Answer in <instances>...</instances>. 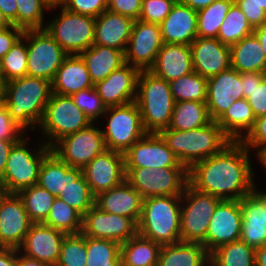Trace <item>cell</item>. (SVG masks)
Here are the masks:
<instances>
[{"mask_svg": "<svg viewBox=\"0 0 266 266\" xmlns=\"http://www.w3.org/2000/svg\"><path fill=\"white\" fill-rule=\"evenodd\" d=\"M250 151L231 141L219 153L188 170V184L195 190L223 200H241L256 189Z\"/></svg>", "mask_w": 266, "mask_h": 266, "instance_id": "6da1fadb", "label": "cell"}, {"mask_svg": "<svg viewBox=\"0 0 266 266\" xmlns=\"http://www.w3.org/2000/svg\"><path fill=\"white\" fill-rule=\"evenodd\" d=\"M51 94V82L24 76L4 83L3 104L24 131L28 127L34 131L42 121Z\"/></svg>", "mask_w": 266, "mask_h": 266, "instance_id": "7a4b0ae2", "label": "cell"}, {"mask_svg": "<svg viewBox=\"0 0 266 266\" xmlns=\"http://www.w3.org/2000/svg\"><path fill=\"white\" fill-rule=\"evenodd\" d=\"M159 134L187 170L197 162L219 153L232 141L213 120L189 131L166 128Z\"/></svg>", "mask_w": 266, "mask_h": 266, "instance_id": "3957f363", "label": "cell"}, {"mask_svg": "<svg viewBox=\"0 0 266 266\" xmlns=\"http://www.w3.org/2000/svg\"><path fill=\"white\" fill-rule=\"evenodd\" d=\"M181 195L143 199L138 233L163 246L181 241Z\"/></svg>", "mask_w": 266, "mask_h": 266, "instance_id": "277c9868", "label": "cell"}, {"mask_svg": "<svg viewBox=\"0 0 266 266\" xmlns=\"http://www.w3.org/2000/svg\"><path fill=\"white\" fill-rule=\"evenodd\" d=\"M135 102L147 133H159L169 127L175 103L169 82L149 70L140 71Z\"/></svg>", "mask_w": 266, "mask_h": 266, "instance_id": "5b68a950", "label": "cell"}, {"mask_svg": "<svg viewBox=\"0 0 266 266\" xmlns=\"http://www.w3.org/2000/svg\"><path fill=\"white\" fill-rule=\"evenodd\" d=\"M38 150L28 149V139L24 136L10 150L0 188L5 193L18 194L38 182L39 170L44 158L52 151L45 143L39 142ZM32 151V152H31Z\"/></svg>", "mask_w": 266, "mask_h": 266, "instance_id": "8992f818", "label": "cell"}, {"mask_svg": "<svg viewBox=\"0 0 266 266\" xmlns=\"http://www.w3.org/2000/svg\"><path fill=\"white\" fill-rule=\"evenodd\" d=\"M91 123L71 96L52 93L38 127L46 135L47 141L44 143L52 148L60 139L88 127Z\"/></svg>", "mask_w": 266, "mask_h": 266, "instance_id": "52a82bcc", "label": "cell"}, {"mask_svg": "<svg viewBox=\"0 0 266 266\" xmlns=\"http://www.w3.org/2000/svg\"><path fill=\"white\" fill-rule=\"evenodd\" d=\"M221 200L219 197L199 192L189 184L185 186L181 195V242H203L211 217Z\"/></svg>", "mask_w": 266, "mask_h": 266, "instance_id": "ba28073f", "label": "cell"}, {"mask_svg": "<svg viewBox=\"0 0 266 266\" xmlns=\"http://www.w3.org/2000/svg\"><path fill=\"white\" fill-rule=\"evenodd\" d=\"M106 115L108 122L106 129H102V134L107 150L124 154L147 133L135 101L122 106L107 107L104 116Z\"/></svg>", "mask_w": 266, "mask_h": 266, "instance_id": "9c48e42d", "label": "cell"}, {"mask_svg": "<svg viewBox=\"0 0 266 266\" xmlns=\"http://www.w3.org/2000/svg\"><path fill=\"white\" fill-rule=\"evenodd\" d=\"M45 29L68 54H80L94 44L95 18L63 8Z\"/></svg>", "mask_w": 266, "mask_h": 266, "instance_id": "30bf717a", "label": "cell"}, {"mask_svg": "<svg viewBox=\"0 0 266 266\" xmlns=\"http://www.w3.org/2000/svg\"><path fill=\"white\" fill-rule=\"evenodd\" d=\"M126 181L143 197L182 195L188 184L186 168H125Z\"/></svg>", "mask_w": 266, "mask_h": 266, "instance_id": "8fae6325", "label": "cell"}, {"mask_svg": "<svg viewBox=\"0 0 266 266\" xmlns=\"http://www.w3.org/2000/svg\"><path fill=\"white\" fill-rule=\"evenodd\" d=\"M67 56L45 28L27 30V76L52 83Z\"/></svg>", "mask_w": 266, "mask_h": 266, "instance_id": "7c38bea8", "label": "cell"}, {"mask_svg": "<svg viewBox=\"0 0 266 266\" xmlns=\"http://www.w3.org/2000/svg\"><path fill=\"white\" fill-rule=\"evenodd\" d=\"M70 134L60 139L53 147L52 152L70 167L83 169L97 155L106 149L101 128L93 126Z\"/></svg>", "mask_w": 266, "mask_h": 266, "instance_id": "4fadbf2b", "label": "cell"}, {"mask_svg": "<svg viewBox=\"0 0 266 266\" xmlns=\"http://www.w3.org/2000/svg\"><path fill=\"white\" fill-rule=\"evenodd\" d=\"M125 168H185L159 133H146L125 153Z\"/></svg>", "mask_w": 266, "mask_h": 266, "instance_id": "5bb4252c", "label": "cell"}, {"mask_svg": "<svg viewBox=\"0 0 266 266\" xmlns=\"http://www.w3.org/2000/svg\"><path fill=\"white\" fill-rule=\"evenodd\" d=\"M81 233L122 244L138 233V224L132 218L107 213L94 205L83 215Z\"/></svg>", "mask_w": 266, "mask_h": 266, "instance_id": "9a60e30c", "label": "cell"}, {"mask_svg": "<svg viewBox=\"0 0 266 266\" xmlns=\"http://www.w3.org/2000/svg\"><path fill=\"white\" fill-rule=\"evenodd\" d=\"M242 210L240 200H221L201 243L210 254L219 246L238 241L241 234Z\"/></svg>", "mask_w": 266, "mask_h": 266, "instance_id": "2e32d148", "label": "cell"}, {"mask_svg": "<svg viewBox=\"0 0 266 266\" xmlns=\"http://www.w3.org/2000/svg\"><path fill=\"white\" fill-rule=\"evenodd\" d=\"M163 46L159 24L135 20L132 34L125 50V63L140 71L149 70Z\"/></svg>", "mask_w": 266, "mask_h": 266, "instance_id": "e0dca14e", "label": "cell"}, {"mask_svg": "<svg viewBox=\"0 0 266 266\" xmlns=\"http://www.w3.org/2000/svg\"><path fill=\"white\" fill-rule=\"evenodd\" d=\"M33 222L16 193H0V247L19 248Z\"/></svg>", "mask_w": 266, "mask_h": 266, "instance_id": "ac0fdd59", "label": "cell"}, {"mask_svg": "<svg viewBox=\"0 0 266 266\" xmlns=\"http://www.w3.org/2000/svg\"><path fill=\"white\" fill-rule=\"evenodd\" d=\"M82 173L94 196L119 186L126 180L125 157L123 153L105 150L97 155L83 169Z\"/></svg>", "mask_w": 266, "mask_h": 266, "instance_id": "d6986e66", "label": "cell"}, {"mask_svg": "<svg viewBox=\"0 0 266 266\" xmlns=\"http://www.w3.org/2000/svg\"><path fill=\"white\" fill-rule=\"evenodd\" d=\"M244 98L241 73L230 67L207 79L208 113L217 121L235 100Z\"/></svg>", "mask_w": 266, "mask_h": 266, "instance_id": "ffe728a7", "label": "cell"}, {"mask_svg": "<svg viewBox=\"0 0 266 266\" xmlns=\"http://www.w3.org/2000/svg\"><path fill=\"white\" fill-rule=\"evenodd\" d=\"M139 73L138 68L125 63L94 87L107 107L126 105L136 100Z\"/></svg>", "mask_w": 266, "mask_h": 266, "instance_id": "44dd1931", "label": "cell"}, {"mask_svg": "<svg viewBox=\"0 0 266 266\" xmlns=\"http://www.w3.org/2000/svg\"><path fill=\"white\" fill-rule=\"evenodd\" d=\"M65 233L43 223H33L19 251L33 259L55 266Z\"/></svg>", "mask_w": 266, "mask_h": 266, "instance_id": "7402d4cb", "label": "cell"}, {"mask_svg": "<svg viewBox=\"0 0 266 266\" xmlns=\"http://www.w3.org/2000/svg\"><path fill=\"white\" fill-rule=\"evenodd\" d=\"M190 48L193 71L206 79L231 67L230 46L217 38L197 37Z\"/></svg>", "mask_w": 266, "mask_h": 266, "instance_id": "603a6c76", "label": "cell"}, {"mask_svg": "<svg viewBox=\"0 0 266 266\" xmlns=\"http://www.w3.org/2000/svg\"><path fill=\"white\" fill-rule=\"evenodd\" d=\"M242 224L240 241L254 249L266 243V200L255 189L240 200Z\"/></svg>", "mask_w": 266, "mask_h": 266, "instance_id": "cb8c5ba5", "label": "cell"}, {"mask_svg": "<svg viewBox=\"0 0 266 266\" xmlns=\"http://www.w3.org/2000/svg\"><path fill=\"white\" fill-rule=\"evenodd\" d=\"M143 197L126 180L95 196V205L102 211L132 218L137 224L142 214Z\"/></svg>", "mask_w": 266, "mask_h": 266, "instance_id": "d4e9b609", "label": "cell"}, {"mask_svg": "<svg viewBox=\"0 0 266 266\" xmlns=\"http://www.w3.org/2000/svg\"><path fill=\"white\" fill-rule=\"evenodd\" d=\"M159 25L163 43L190 45L197 38V11L177 1Z\"/></svg>", "mask_w": 266, "mask_h": 266, "instance_id": "484cf974", "label": "cell"}, {"mask_svg": "<svg viewBox=\"0 0 266 266\" xmlns=\"http://www.w3.org/2000/svg\"><path fill=\"white\" fill-rule=\"evenodd\" d=\"M149 71L167 82L193 72L190 45L163 43Z\"/></svg>", "mask_w": 266, "mask_h": 266, "instance_id": "4316f807", "label": "cell"}, {"mask_svg": "<svg viewBox=\"0 0 266 266\" xmlns=\"http://www.w3.org/2000/svg\"><path fill=\"white\" fill-rule=\"evenodd\" d=\"M134 23L135 20L127 16L104 11L95 18L94 44L114 47L125 53Z\"/></svg>", "mask_w": 266, "mask_h": 266, "instance_id": "83f0119b", "label": "cell"}, {"mask_svg": "<svg viewBox=\"0 0 266 266\" xmlns=\"http://www.w3.org/2000/svg\"><path fill=\"white\" fill-rule=\"evenodd\" d=\"M51 85L52 93L63 96H71L94 86L85 62L79 54H71L64 59Z\"/></svg>", "mask_w": 266, "mask_h": 266, "instance_id": "f1b7e54d", "label": "cell"}, {"mask_svg": "<svg viewBox=\"0 0 266 266\" xmlns=\"http://www.w3.org/2000/svg\"><path fill=\"white\" fill-rule=\"evenodd\" d=\"M79 55L85 62L93 84L104 80L125 64L124 52L114 47L93 44Z\"/></svg>", "mask_w": 266, "mask_h": 266, "instance_id": "f546056e", "label": "cell"}, {"mask_svg": "<svg viewBox=\"0 0 266 266\" xmlns=\"http://www.w3.org/2000/svg\"><path fill=\"white\" fill-rule=\"evenodd\" d=\"M231 67L239 73H266V54L254 33L230 46Z\"/></svg>", "mask_w": 266, "mask_h": 266, "instance_id": "4dcf8cb0", "label": "cell"}, {"mask_svg": "<svg viewBox=\"0 0 266 266\" xmlns=\"http://www.w3.org/2000/svg\"><path fill=\"white\" fill-rule=\"evenodd\" d=\"M210 254L201 243L179 242L163 245L158 266H209Z\"/></svg>", "mask_w": 266, "mask_h": 266, "instance_id": "1f68e13d", "label": "cell"}, {"mask_svg": "<svg viewBox=\"0 0 266 266\" xmlns=\"http://www.w3.org/2000/svg\"><path fill=\"white\" fill-rule=\"evenodd\" d=\"M255 119L247 99L242 98L235 100L216 122L232 141H240L252 128Z\"/></svg>", "mask_w": 266, "mask_h": 266, "instance_id": "d6a6232c", "label": "cell"}, {"mask_svg": "<svg viewBox=\"0 0 266 266\" xmlns=\"http://www.w3.org/2000/svg\"><path fill=\"white\" fill-rule=\"evenodd\" d=\"M161 245L137 233L121 244L122 266H158Z\"/></svg>", "mask_w": 266, "mask_h": 266, "instance_id": "836d02e7", "label": "cell"}, {"mask_svg": "<svg viewBox=\"0 0 266 266\" xmlns=\"http://www.w3.org/2000/svg\"><path fill=\"white\" fill-rule=\"evenodd\" d=\"M211 121L206 102L181 101L174 103L168 128L189 131L205 126Z\"/></svg>", "mask_w": 266, "mask_h": 266, "instance_id": "e575fe53", "label": "cell"}, {"mask_svg": "<svg viewBox=\"0 0 266 266\" xmlns=\"http://www.w3.org/2000/svg\"><path fill=\"white\" fill-rule=\"evenodd\" d=\"M58 197L82 216L95 205V196L90 190L82 169L77 167H71L68 170V185Z\"/></svg>", "mask_w": 266, "mask_h": 266, "instance_id": "d590c367", "label": "cell"}, {"mask_svg": "<svg viewBox=\"0 0 266 266\" xmlns=\"http://www.w3.org/2000/svg\"><path fill=\"white\" fill-rule=\"evenodd\" d=\"M71 167L52 151L42 161L37 184L58 197L68 185V170Z\"/></svg>", "mask_w": 266, "mask_h": 266, "instance_id": "8d00e7d4", "label": "cell"}, {"mask_svg": "<svg viewBox=\"0 0 266 266\" xmlns=\"http://www.w3.org/2000/svg\"><path fill=\"white\" fill-rule=\"evenodd\" d=\"M209 266H255V249L240 240L210 253Z\"/></svg>", "mask_w": 266, "mask_h": 266, "instance_id": "74e56055", "label": "cell"}, {"mask_svg": "<svg viewBox=\"0 0 266 266\" xmlns=\"http://www.w3.org/2000/svg\"><path fill=\"white\" fill-rule=\"evenodd\" d=\"M86 266H122L121 244L86 236Z\"/></svg>", "mask_w": 266, "mask_h": 266, "instance_id": "f35d334b", "label": "cell"}, {"mask_svg": "<svg viewBox=\"0 0 266 266\" xmlns=\"http://www.w3.org/2000/svg\"><path fill=\"white\" fill-rule=\"evenodd\" d=\"M24 76H27V30L0 60V77L4 83Z\"/></svg>", "mask_w": 266, "mask_h": 266, "instance_id": "ab89813d", "label": "cell"}, {"mask_svg": "<svg viewBox=\"0 0 266 266\" xmlns=\"http://www.w3.org/2000/svg\"><path fill=\"white\" fill-rule=\"evenodd\" d=\"M234 0H217L197 11V37L217 38L220 26Z\"/></svg>", "mask_w": 266, "mask_h": 266, "instance_id": "60d3db41", "label": "cell"}, {"mask_svg": "<svg viewBox=\"0 0 266 266\" xmlns=\"http://www.w3.org/2000/svg\"><path fill=\"white\" fill-rule=\"evenodd\" d=\"M18 195L22 199L27 215L33 223H43L47 219L56 198L38 184L21 190Z\"/></svg>", "mask_w": 266, "mask_h": 266, "instance_id": "b9f144b4", "label": "cell"}, {"mask_svg": "<svg viewBox=\"0 0 266 266\" xmlns=\"http://www.w3.org/2000/svg\"><path fill=\"white\" fill-rule=\"evenodd\" d=\"M83 216L61 198L56 197L49 215L43 224L68 234H79L82 231Z\"/></svg>", "mask_w": 266, "mask_h": 266, "instance_id": "7bdbcfd3", "label": "cell"}, {"mask_svg": "<svg viewBox=\"0 0 266 266\" xmlns=\"http://www.w3.org/2000/svg\"><path fill=\"white\" fill-rule=\"evenodd\" d=\"M254 29L242 10L234 2L222 22L217 39L228 46L252 34Z\"/></svg>", "mask_w": 266, "mask_h": 266, "instance_id": "ee69618b", "label": "cell"}, {"mask_svg": "<svg viewBox=\"0 0 266 266\" xmlns=\"http://www.w3.org/2000/svg\"><path fill=\"white\" fill-rule=\"evenodd\" d=\"M169 83L175 102H206L207 79L202 77L200 74L193 71Z\"/></svg>", "mask_w": 266, "mask_h": 266, "instance_id": "f6af8a7d", "label": "cell"}, {"mask_svg": "<svg viewBox=\"0 0 266 266\" xmlns=\"http://www.w3.org/2000/svg\"><path fill=\"white\" fill-rule=\"evenodd\" d=\"M17 27L24 30L43 29L44 11L55 10L45 0H16ZM45 9V10H44Z\"/></svg>", "mask_w": 266, "mask_h": 266, "instance_id": "bcb514c9", "label": "cell"}, {"mask_svg": "<svg viewBox=\"0 0 266 266\" xmlns=\"http://www.w3.org/2000/svg\"><path fill=\"white\" fill-rule=\"evenodd\" d=\"M86 236L68 234L63 238L59 259L55 266H86Z\"/></svg>", "mask_w": 266, "mask_h": 266, "instance_id": "7dc6e473", "label": "cell"}, {"mask_svg": "<svg viewBox=\"0 0 266 266\" xmlns=\"http://www.w3.org/2000/svg\"><path fill=\"white\" fill-rule=\"evenodd\" d=\"M71 98L92 123L102 116L104 117L107 106L103 103L94 86L72 94Z\"/></svg>", "mask_w": 266, "mask_h": 266, "instance_id": "c3c4849f", "label": "cell"}, {"mask_svg": "<svg viewBox=\"0 0 266 266\" xmlns=\"http://www.w3.org/2000/svg\"><path fill=\"white\" fill-rule=\"evenodd\" d=\"M178 0H142L139 20L160 24Z\"/></svg>", "mask_w": 266, "mask_h": 266, "instance_id": "681fc988", "label": "cell"}, {"mask_svg": "<svg viewBox=\"0 0 266 266\" xmlns=\"http://www.w3.org/2000/svg\"><path fill=\"white\" fill-rule=\"evenodd\" d=\"M240 142L249 151H257V157L266 149V115L255 119L252 128Z\"/></svg>", "mask_w": 266, "mask_h": 266, "instance_id": "f907efd6", "label": "cell"}, {"mask_svg": "<svg viewBox=\"0 0 266 266\" xmlns=\"http://www.w3.org/2000/svg\"><path fill=\"white\" fill-rule=\"evenodd\" d=\"M61 6L70 12L97 18L107 10V0H64Z\"/></svg>", "mask_w": 266, "mask_h": 266, "instance_id": "816d5d0a", "label": "cell"}, {"mask_svg": "<svg viewBox=\"0 0 266 266\" xmlns=\"http://www.w3.org/2000/svg\"><path fill=\"white\" fill-rule=\"evenodd\" d=\"M24 131L10 116L4 104L0 105V140L19 141Z\"/></svg>", "mask_w": 266, "mask_h": 266, "instance_id": "f5cc1de1", "label": "cell"}, {"mask_svg": "<svg viewBox=\"0 0 266 266\" xmlns=\"http://www.w3.org/2000/svg\"><path fill=\"white\" fill-rule=\"evenodd\" d=\"M107 10L138 20L142 10V0H107Z\"/></svg>", "mask_w": 266, "mask_h": 266, "instance_id": "db71d44e", "label": "cell"}, {"mask_svg": "<svg viewBox=\"0 0 266 266\" xmlns=\"http://www.w3.org/2000/svg\"><path fill=\"white\" fill-rule=\"evenodd\" d=\"M247 101L256 118L266 115V78L254 88Z\"/></svg>", "mask_w": 266, "mask_h": 266, "instance_id": "11a10c76", "label": "cell"}, {"mask_svg": "<svg viewBox=\"0 0 266 266\" xmlns=\"http://www.w3.org/2000/svg\"><path fill=\"white\" fill-rule=\"evenodd\" d=\"M23 30L14 25L0 30V60L22 36Z\"/></svg>", "mask_w": 266, "mask_h": 266, "instance_id": "9f6ffc18", "label": "cell"}, {"mask_svg": "<svg viewBox=\"0 0 266 266\" xmlns=\"http://www.w3.org/2000/svg\"><path fill=\"white\" fill-rule=\"evenodd\" d=\"M253 29L266 23V12L258 5L236 3Z\"/></svg>", "mask_w": 266, "mask_h": 266, "instance_id": "6f0895ef", "label": "cell"}, {"mask_svg": "<svg viewBox=\"0 0 266 266\" xmlns=\"http://www.w3.org/2000/svg\"><path fill=\"white\" fill-rule=\"evenodd\" d=\"M265 78L266 73H241L242 91L244 98L247 99L250 96V93L254 90V88L256 86H259Z\"/></svg>", "mask_w": 266, "mask_h": 266, "instance_id": "680465c9", "label": "cell"}, {"mask_svg": "<svg viewBox=\"0 0 266 266\" xmlns=\"http://www.w3.org/2000/svg\"><path fill=\"white\" fill-rule=\"evenodd\" d=\"M0 10L7 19L17 27V4L16 0H0Z\"/></svg>", "mask_w": 266, "mask_h": 266, "instance_id": "91938a15", "label": "cell"}, {"mask_svg": "<svg viewBox=\"0 0 266 266\" xmlns=\"http://www.w3.org/2000/svg\"><path fill=\"white\" fill-rule=\"evenodd\" d=\"M17 248L0 247V266H16Z\"/></svg>", "mask_w": 266, "mask_h": 266, "instance_id": "94428289", "label": "cell"}, {"mask_svg": "<svg viewBox=\"0 0 266 266\" xmlns=\"http://www.w3.org/2000/svg\"><path fill=\"white\" fill-rule=\"evenodd\" d=\"M18 141H2L0 140V178L4 174L7 159L13 145Z\"/></svg>", "mask_w": 266, "mask_h": 266, "instance_id": "6125c7cd", "label": "cell"}, {"mask_svg": "<svg viewBox=\"0 0 266 266\" xmlns=\"http://www.w3.org/2000/svg\"><path fill=\"white\" fill-rule=\"evenodd\" d=\"M19 254V255H18ZM16 266H50L46 263L40 262L36 259L30 258L24 254H20L19 249H17V264Z\"/></svg>", "mask_w": 266, "mask_h": 266, "instance_id": "be15d7a7", "label": "cell"}, {"mask_svg": "<svg viewBox=\"0 0 266 266\" xmlns=\"http://www.w3.org/2000/svg\"><path fill=\"white\" fill-rule=\"evenodd\" d=\"M178 1L184 5L189 6L193 10L198 11L202 8L209 6L214 1H217V0H178Z\"/></svg>", "mask_w": 266, "mask_h": 266, "instance_id": "e7e4bbea", "label": "cell"}, {"mask_svg": "<svg viewBox=\"0 0 266 266\" xmlns=\"http://www.w3.org/2000/svg\"><path fill=\"white\" fill-rule=\"evenodd\" d=\"M255 266H266V243L255 249Z\"/></svg>", "mask_w": 266, "mask_h": 266, "instance_id": "03108f58", "label": "cell"}, {"mask_svg": "<svg viewBox=\"0 0 266 266\" xmlns=\"http://www.w3.org/2000/svg\"><path fill=\"white\" fill-rule=\"evenodd\" d=\"M253 33L256 35L257 39L260 42L262 49L266 54V23L255 28Z\"/></svg>", "mask_w": 266, "mask_h": 266, "instance_id": "003e7915", "label": "cell"}, {"mask_svg": "<svg viewBox=\"0 0 266 266\" xmlns=\"http://www.w3.org/2000/svg\"><path fill=\"white\" fill-rule=\"evenodd\" d=\"M235 3L255 4L266 12V0H234Z\"/></svg>", "mask_w": 266, "mask_h": 266, "instance_id": "a7ac6f4b", "label": "cell"}, {"mask_svg": "<svg viewBox=\"0 0 266 266\" xmlns=\"http://www.w3.org/2000/svg\"><path fill=\"white\" fill-rule=\"evenodd\" d=\"M13 24L7 19V17L0 10V30L4 28H8Z\"/></svg>", "mask_w": 266, "mask_h": 266, "instance_id": "89a4df30", "label": "cell"}, {"mask_svg": "<svg viewBox=\"0 0 266 266\" xmlns=\"http://www.w3.org/2000/svg\"><path fill=\"white\" fill-rule=\"evenodd\" d=\"M51 7H60L64 0H45Z\"/></svg>", "mask_w": 266, "mask_h": 266, "instance_id": "2644e50d", "label": "cell"}, {"mask_svg": "<svg viewBox=\"0 0 266 266\" xmlns=\"http://www.w3.org/2000/svg\"><path fill=\"white\" fill-rule=\"evenodd\" d=\"M266 169V149L257 157Z\"/></svg>", "mask_w": 266, "mask_h": 266, "instance_id": "8c879c8a", "label": "cell"}, {"mask_svg": "<svg viewBox=\"0 0 266 266\" xmlns=\"http://www.w3.org/2000/svg\"><path fill=\"white\" fill-rule=\"evenodd\" d=\"M3 88H4V82L0 77V104H3Z\"/></svg>", "mask_w": 266, "mask_h": 266, "instance_id": "753ad0ef", "label": "cell"}, {"mask_svg": "<svg viewBox=\"0 0 266 266\" xmlns=\"http://www.w3.org/2000/svg\"><path fill=\"white\" fill-rule=\"evenodd\" d=\"M262 196H263V198L266 200V191H264V192H261V191H258Z\"/></svg>", "mask_w": 266, "mask_h": 266, "instance_id": "34e18365", "label": "cell"}]
</instances>
